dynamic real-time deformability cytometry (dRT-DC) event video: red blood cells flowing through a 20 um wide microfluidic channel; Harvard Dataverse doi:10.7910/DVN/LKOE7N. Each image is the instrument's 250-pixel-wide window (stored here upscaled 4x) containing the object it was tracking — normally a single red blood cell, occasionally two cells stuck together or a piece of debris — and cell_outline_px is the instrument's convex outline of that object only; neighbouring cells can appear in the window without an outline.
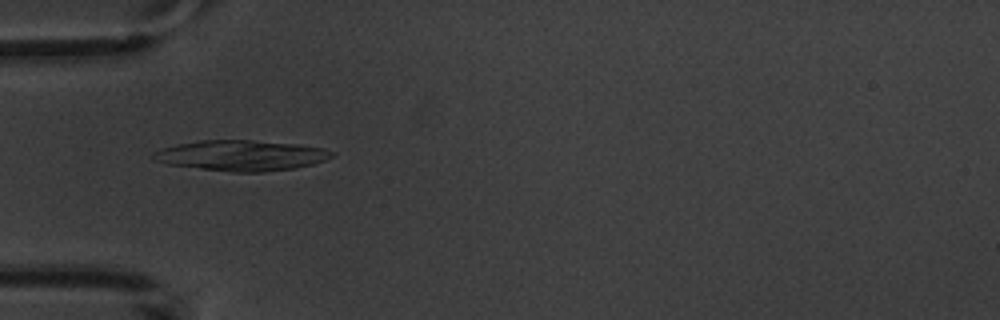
{"species": "common noctule bat (a hibernating species)", "species_latin": "Nyctalus noctula", "temperature_condition": "warm", "stored_images_in_passage": 7, "camera_frame_rate_fps": 3000, "um_per_image_px": 0.085, "animal": {"sex": "male", "body_mass_g": 20.1, "forearm_length_mm": 53.5}, "frame": {"image": 1, "passage_image": 5, "time_ms": 5.667, "image_size_px": [1000, 320], "cell_outline_px": [[336, 152], [332, 156], [324, 160], [312, 164], [292, 168], [264, 172], [232, 172], [168, 164], [152, 160], [152, 152], [164, 148], [180, 144], [200, 140], [252, 140], [296, 144], [324, 148]], "centroid_in_image_um": [20.51, 13.21], "position_along_channel_um": 64.5, "area_um2": 31.5}}
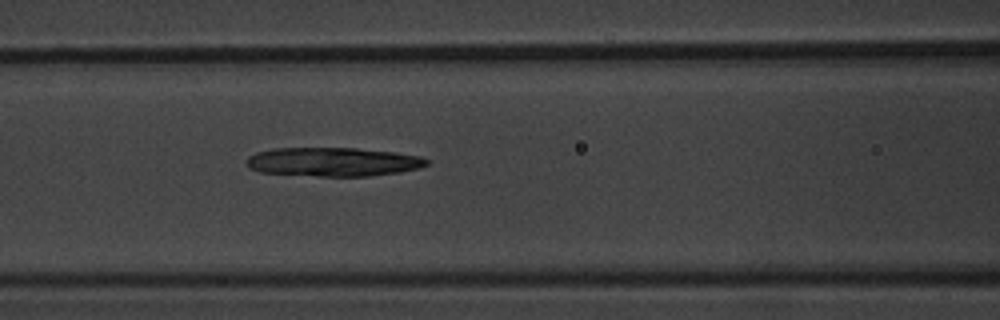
{"frame": {"image": 2, "passage_image": 7, "time_ms": 7.667, "image_size_px": [1000, 320], "cell_outline_px": [[428, 164], [420, 168], [400, 172], [368, 176], [316, 176], [260, 172], [248, 168], [248, 156], [256, 152], [272, 148], [356, 148], [396, 152], [420, 156], [428, 160]], "centroid_in_image_um": [28.32, 13.75], "position_along_channel_um": 138.3, "area_um2": 30.4}}